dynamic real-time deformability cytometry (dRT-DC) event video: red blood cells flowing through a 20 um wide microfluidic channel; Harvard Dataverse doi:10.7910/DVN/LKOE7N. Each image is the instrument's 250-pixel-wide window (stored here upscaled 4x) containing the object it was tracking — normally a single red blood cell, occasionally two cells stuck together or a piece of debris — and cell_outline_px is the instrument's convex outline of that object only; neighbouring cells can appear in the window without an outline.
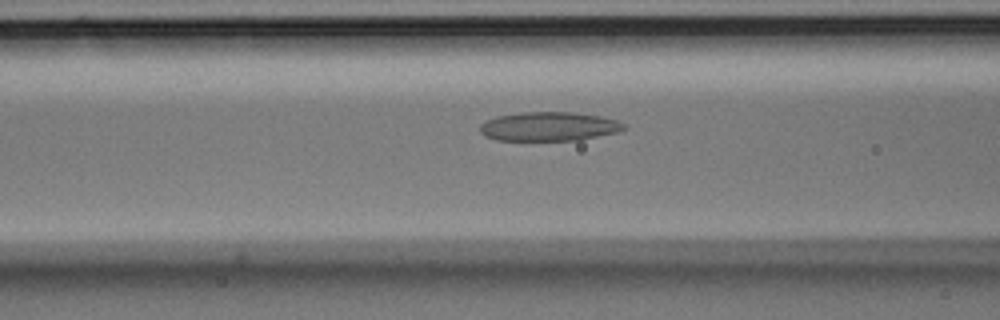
{"species": "Egyptian fruit bat (a non-hibernating species)", "species_latin": "Rousettus aegyptiacus", "temperature_condition": "room temperature", "stored_images_in_passage": 39, "camera_frame_rate_fps": 3000, "um_per_image_px": 0.085, "animal": {"sex": "male"}, "frame": {"image": 1, "passage_image": 5, "time_ms": 1.333, "image_size_px": [1000, 320], "cell_outline_px": [[628, 128], [620, 132], [580, 140], [496, 140], [484, 136], [480, 132], [480, 124], [484, 120], [496, 116], [520, 112], [572, 112], [600, 116], [616, 120], [624, 124]], "centroid_in_image_um": [46.65, 10.75], "position_along_channel_um": 119.9, "area_um2": 24.62}}
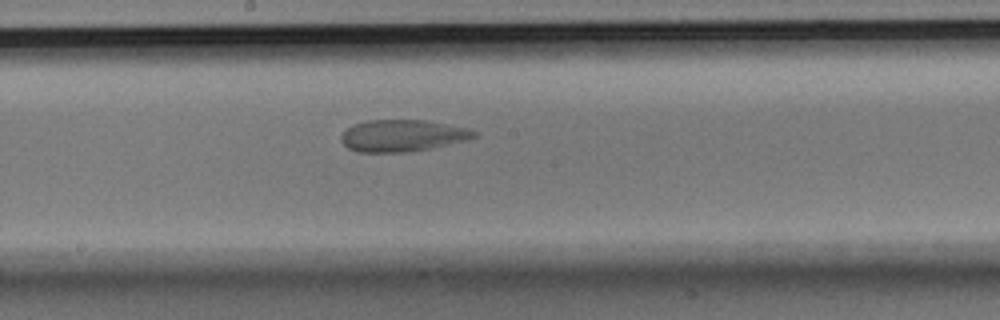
{"frame": {"image": 2, "passage_image": 13, "time_ms": 4.0, "image_size_px": [1000, 320], "cell_outline_px": [[476, 136], [468, 140], [432, 148], [408, 152], [356, 152], [348, 148], [340, 140], [340, 136], [352, 124], [368, 120], [424, 120], [472, 128], [476, 132]], "centroid_in_image_um": [34.22, 11.53], "position_along_channel_um": 214.0, "area_um2": 24.85}}
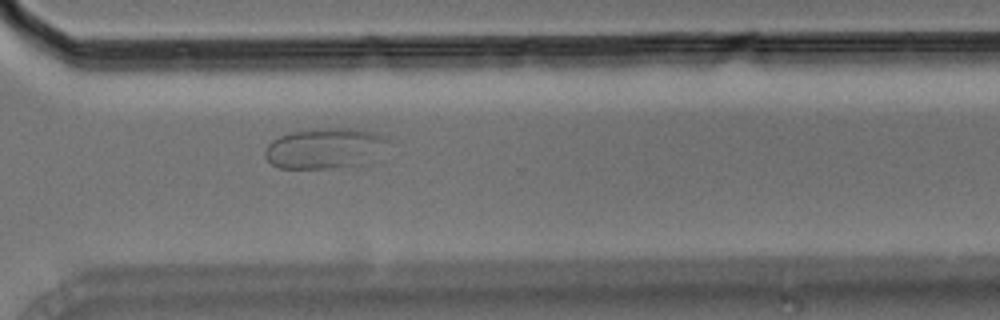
{"frame": {"image": 3, "passage_image": 24, "time_ms": 7.667, "image_size_px": [1000, 320], "cell_outline_px": [[392, 140], [352, 164], [324, 168], [280, 168], [272, 164], [264, 156], [264, 152], [268, 144], [272, 140], [280, 136], [292, 132], [320, 128], [348, 128], [372, 132], [384, 136]], "centroid_in_image_um": [27.42, 12.56], "position_along_channel_um": 343.2, "area_um2": 27.46}}